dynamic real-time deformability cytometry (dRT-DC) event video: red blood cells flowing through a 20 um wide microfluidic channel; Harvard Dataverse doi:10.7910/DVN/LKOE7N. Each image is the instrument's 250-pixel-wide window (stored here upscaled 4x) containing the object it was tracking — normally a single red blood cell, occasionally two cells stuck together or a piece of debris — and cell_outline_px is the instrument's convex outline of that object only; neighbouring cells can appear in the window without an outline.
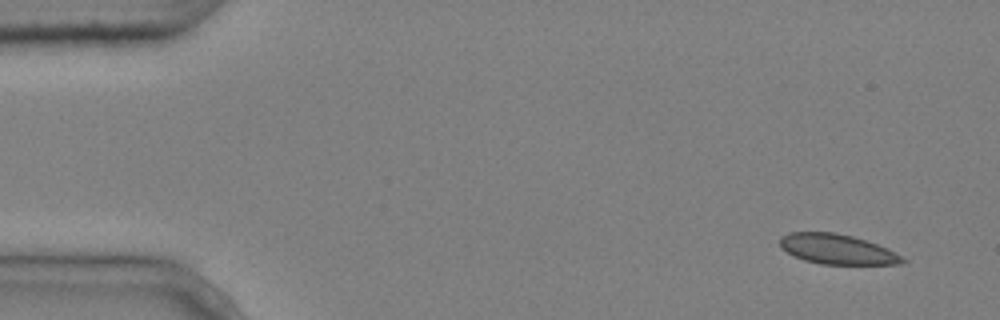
{"species": "common noctule bat (a hibernating species)", "species_latin": "Nyctalus noctula", "temperature_condition": "cold", "stored_images_in_passage": 5, "camera_frame_rate_fps": 3000, "um_per_image_px": 0.085, "animal": {"sex": "male", "body_mass_g": 20.4}, "frame": {"image": 1, "passage_image": 1, "time_ms": 0.0, "image_size_px": [1000, 320], "cell_outline_px": [[908, 260], [904, 264], [820, 264], [804, 260], [780, 248], [780, 236], [788, 232], [836, 232], [852, 236], [888, 248]], "centroid_in_image_um": [71.16, 21.18], "position_along_channel_um": 13.8, "area_um2": 21.44}}
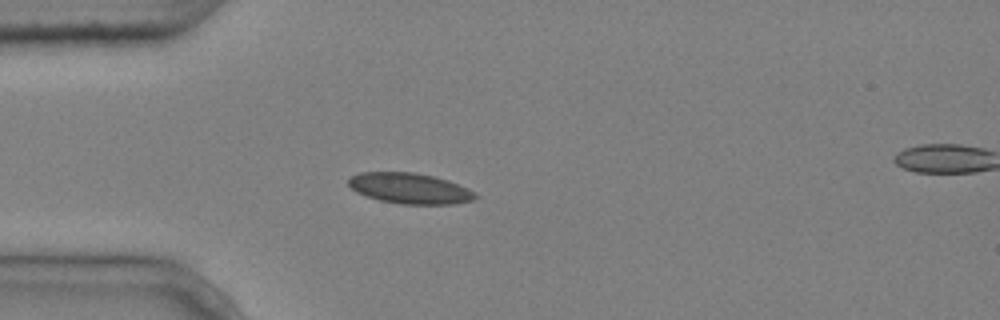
{"frame": {"image": 2, "passage_image": 4, "time_ms": 1.0, "image_size_px": [1000, 320], "cell_outline_px": [[480, 196], [472, 200], [452, 204], [400, 204], [380, 200], [356, 192], [348, 184], [348, 180], [352, 176], [360, 172], [416, 172], [448, 180], [468, 188], [476, 192]], "centroid_in_image_um": [34.86, 16.01], "position_along_channel_um": 50.1, "area_um2": 22.66}}